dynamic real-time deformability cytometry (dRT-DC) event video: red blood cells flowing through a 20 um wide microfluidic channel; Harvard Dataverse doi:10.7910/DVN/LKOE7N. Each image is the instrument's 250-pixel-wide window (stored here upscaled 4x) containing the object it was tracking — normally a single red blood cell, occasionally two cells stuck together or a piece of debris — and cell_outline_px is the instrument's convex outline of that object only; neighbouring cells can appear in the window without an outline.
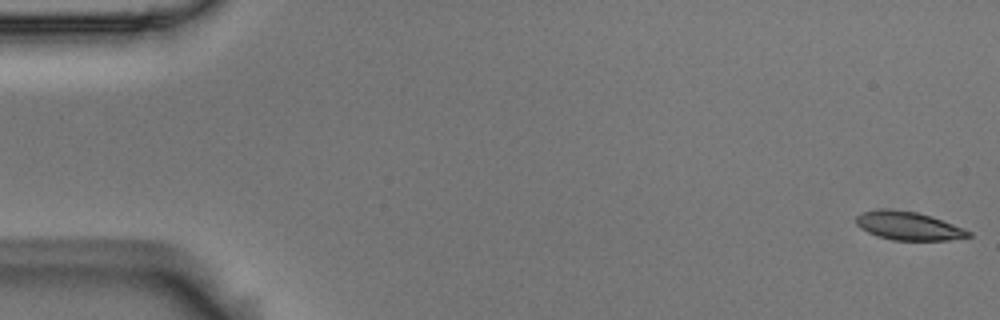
{"species": "Egyptian fruit bat (a non-hibernating species)", "species_latin": "Rousettus aegyptiacus", "temperature_condition": "room temperature", "stored_images_in_passage": 56, "camera_frame_rate_fps": 3000, "um_per_image_px": 0.085, "animal": {"sex": "male"}, "frame": {"image": 1, "passage_image": 1, "time_ms": 0.0, "image_size_px": [1000, 320], "cell_outline_px": [[972, 236], [948, 240], [892, 240], [876, 236], [860, 228], [856, 224], [856, 216], [860, 212], [916, 212], [932, 216], [964, 228], [972, 232]], "centroid_in_image_um": [77.29, 19.25], "position_along_channel_um": 7.7, "area_um2": 17.92}}
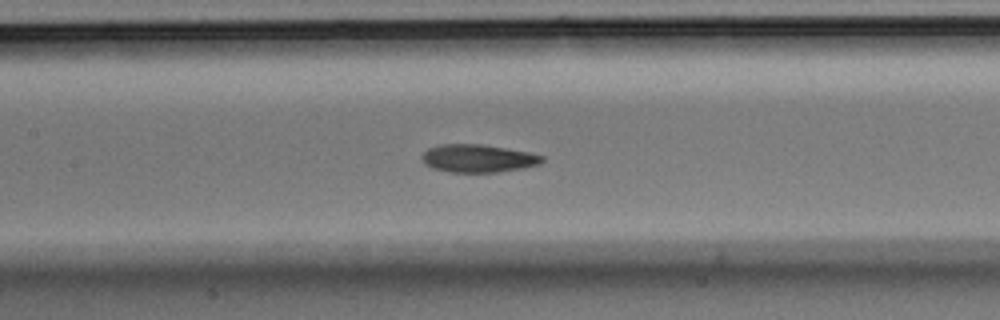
{"frame": {"image": 2, "passage_image": 26, "time_ms": 8.333, "image_size_px": [1000, 320], "cell_outline_px": [[544, 160], [540, 164], [520, 168], [496, 172], [452, 172], [432, 168], [424, 164], [420, 156], [428, 148], [440, 144], [484, 144], [528, 152], [544, 156]], "centroid_in_image_um": [40.6, 13.45], "position_along_channel_um": 166.8, "area_um2": 19.54}}
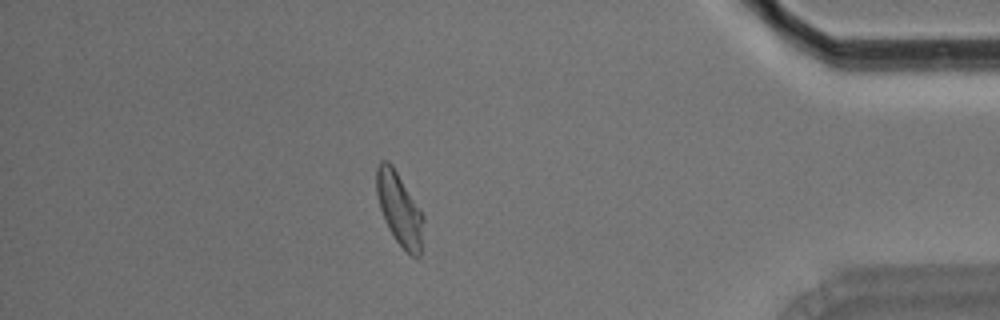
{"frame": {"image": 3, "passage_image": 49, "time_ms": 16.0, "image_size_px": [1000, 320], "cell_outline_px": [[424, 220], [420, 256], [412, 256], [396, 240], [388, 228], [384, 220], [380, 208], [376, 192], [376, 168], [380, 160], [388, 160], [392, 164], [424, 216]], "centroid_in_image_um": [33.93, 17.73], "position_along_channel_um": 401.3, "area_um2": 19.71}, "authors_computed_cell_mechanics": {"area_um2": 19.5364, "velocity_mm_per_s": 3.5809, "shape_relaxation_time_tau1_ms": 6.3029, "shape_relaxation_time_tau2_ms": 3.041, "deformation_change_tau1": 0.1791, "deformation_change_tau2": 0.0827}}